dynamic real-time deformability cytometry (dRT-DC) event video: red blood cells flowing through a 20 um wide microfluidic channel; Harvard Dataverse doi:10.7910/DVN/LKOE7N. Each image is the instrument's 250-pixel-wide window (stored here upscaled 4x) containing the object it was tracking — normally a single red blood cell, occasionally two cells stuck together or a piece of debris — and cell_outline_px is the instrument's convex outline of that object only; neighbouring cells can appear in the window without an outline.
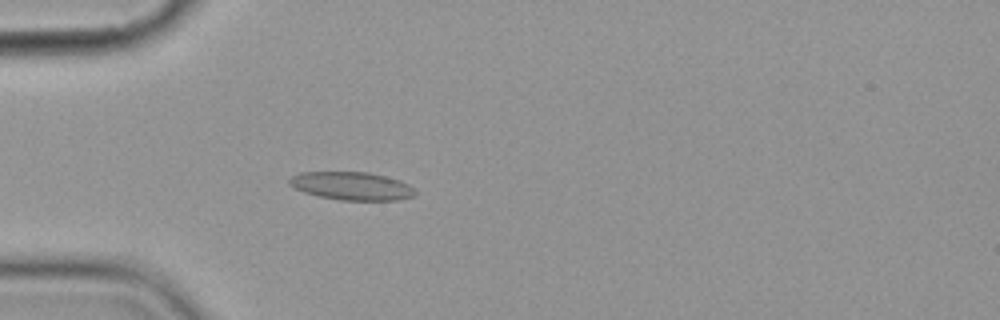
{"species": "common noctule bat (a hibernating species)", "species_latin": "Nyctalus noctula", "temperature_condition": "cold", "stored_images_in_passage": 3, "camera_frame_rate_fps": 3000, "um_per_image_px": 0.085, "animal": {"sex": "female", "body_mass_g": 19.9}, "frame": {"image": 1, "passage_image": 3, "time_ms": 2.667, "image_size_px": [1000, 320], "cell_outline_px": [[416, 196], [396, 200], [340, 200], [320, 196], [304, 192], [288, 184], [288, 180], [292, 176], [300, 172], [368, 172], [400, 180], [408, 184], [416, 192]], "centroid_in_image_um": [29.9, 15.8], "position_along_channel_um": 55.1, "area_um2": 20.52}}